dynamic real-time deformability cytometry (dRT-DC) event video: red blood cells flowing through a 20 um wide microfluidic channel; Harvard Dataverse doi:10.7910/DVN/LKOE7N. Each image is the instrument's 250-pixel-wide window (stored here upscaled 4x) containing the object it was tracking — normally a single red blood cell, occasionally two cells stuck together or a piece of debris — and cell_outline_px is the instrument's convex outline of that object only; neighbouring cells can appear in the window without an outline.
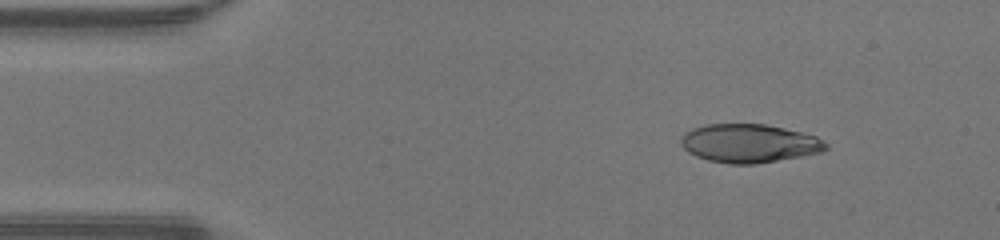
{"species": "human", "species_latin": "Homo sapiens", "temperature_condition": "warm", "stored_images_in_passage": 43, "camera_frame_rate_fps": 3000, "um_per_image_px": 0.085, "donor": {"sex": "male"}, "frame": {"image": 1, "passage_image": 2, "time_ms": 0.333, "image_size_px": [1000, 240], "cell_outline_px": [[828, 148], [820, 152], [800, 156], [756, 164], [728, 164], [708, 160], [696, 156], [688, 152], [680, 144], [680, 136], [684, 132], [692, 128], [708, 124], [764, 124], [800, 132], [816, 136], [828, 144]], "centroid_in_image_um": [63.63, 12.18], "position_along_channel_um": 21.4, "area_um2": 32.48}}
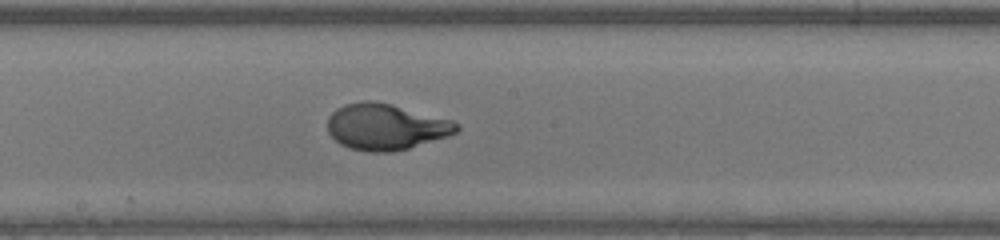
{"frame": {"image": 2, "passage_image": 21, "time_ms": 6.667, "image_size_px": [1000, 240], "cell_outline_px": [[460, 128], [456, 132], [448, 136], [408, 148], [392, 152], [368, 152], [348, 148], [340, 144], [328, 132], [328, 116], [336, 108], [344, 104], [364, 100], [372, 100], [392, 104], [452, 120], [460, 124]], "centroid_in_image_um": [32.78, 10.77], "position_along_channel_um": 215.4, "area_um2": 34.85}}
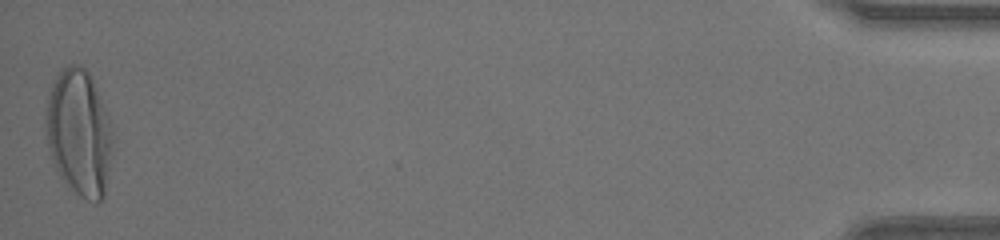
{"frame": {"image": 3, "passage_image": 43, "time_ms": 14.0, "image_size_px": [1000, 240], "cell_outline_px": [[112, 144], [104, 196], [96, 204], [80, 196], [68, 188], [64, 184], [52, 160], [48, 144], [44, 120], [48, 96], [52, 84], [56, 76], [68, 64], [80, 64], [88, 72], [112, 120]], "centroid_in_image_um": [6.72, 11.28], "position_along_channel_um": 428.5, "area_um2": 49.42}, "authors_computed_cell_mechanics": {"area_um2": 34.1598, "velocity_mm_per_s": 4.3372, "shape_relaxation_time_tau1_ms": 4.7448, "shape_relaxation_time_tau2_ms": null, "deformation_change_tau1": 0.2965, "deformation_change_tau2": null}}